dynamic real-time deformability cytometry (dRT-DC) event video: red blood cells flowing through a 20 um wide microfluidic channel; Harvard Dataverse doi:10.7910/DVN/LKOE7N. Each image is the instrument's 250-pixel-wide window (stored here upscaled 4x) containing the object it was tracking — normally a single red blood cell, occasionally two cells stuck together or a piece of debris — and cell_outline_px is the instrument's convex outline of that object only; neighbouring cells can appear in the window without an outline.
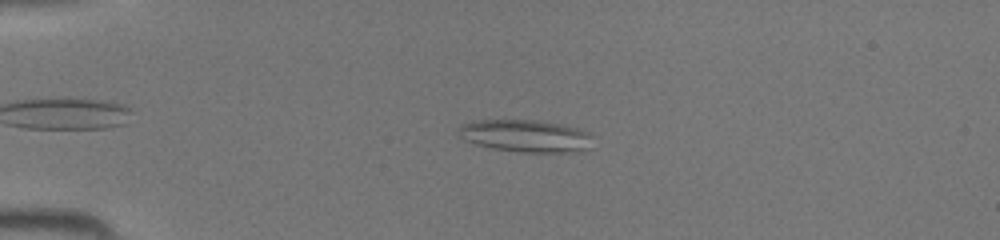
{"species": "common noctule bat (a hibernating species)", "species_latin": "Nyctalus noctula", "temperature_condition": "room temperature", "stored_images_in_passage": 45, "segment_of_instrument_passage": [1, 2], "camera_frame_rate_fps": 3000, "um_per_image_px": 0.085, "animal": {"sex": "female", "body_mass_g": 19.5, "forearm_length_mm": 54.1}, "frame": {"image": 1, "passage_image": 10, "time_ms": 3.0, "image_size_px": [1000, 240], "cell_outline_px": [[592, 136], [588, 148], [568, 152], [520, 152], [492, 148], [476, 144], [464, 140], [456, 132], [460, 124], [472, 120], [536, 120], [560, 124], [580, 128], [588, 132]], "centroid_in_image_um": [44.61, 11.54], "position_along_channel_um": 40.4, "area_um2": 25.37}}
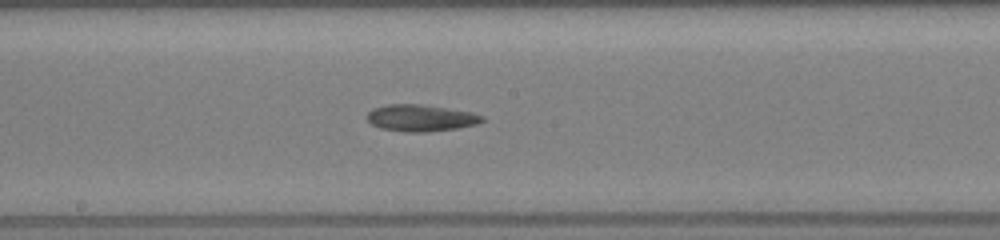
{"frame": {"image": 2, "passage_image": 24, "time_ms": 7.667, "image_size_px": [1000, 240], "cell_outline_px": [[484, 120], [476, 124], [456, 128], [428, 132], [408, 132], [380, 128], [372, 124], [364, 116], [372, 108], [388, 104], [424, 104], [472, 112], [484, 116]], "centroid_in_image_um": [35.74, 10.02], "position_along_channel_um": 212.5, "area_um2": 18.03}}
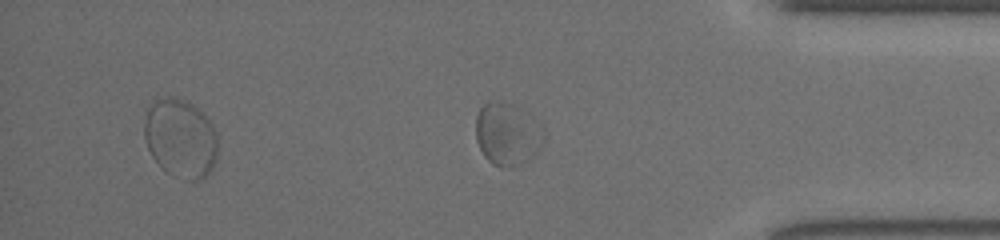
{"frame": {"image": 3, "passage_image": 37, "time_ms": 12.0, "image_size_px": [1000, 240], "cell_outline_px": [[524, 160], [520, 164], [508, 168], [500, 168], [492, 164], [484, 156], [476, 140], [476, 116], [480, 108], [484, 104], [516, 104], [524, 112]], "centroid_in_image_um": [42.61, 11.4], "position_along_channel_um": 392.6, "area_um2": 19.59}}